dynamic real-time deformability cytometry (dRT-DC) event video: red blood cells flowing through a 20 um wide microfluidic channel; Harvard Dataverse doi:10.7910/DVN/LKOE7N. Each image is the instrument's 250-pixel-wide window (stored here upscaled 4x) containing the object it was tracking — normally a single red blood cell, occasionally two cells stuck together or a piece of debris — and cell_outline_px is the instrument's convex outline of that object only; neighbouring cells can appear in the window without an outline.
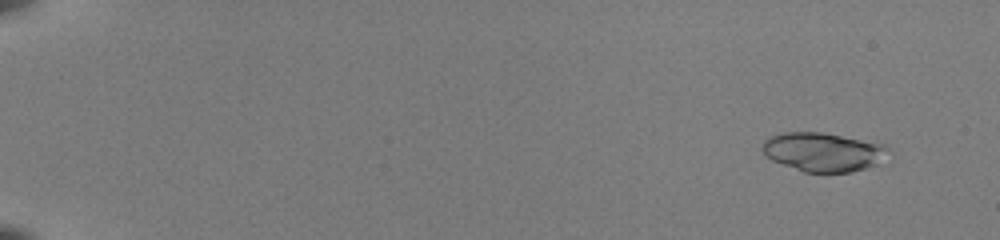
{"species": "common noctule bat (a hibernating species)", "species_latin": "Nyctalus noctula", "temperature_condition": "room temperature", "stored_images_in_passage": 53, "camera_frame_rate_fps": 3000, "um_per_image_px": 0.085, "animal": {"sex": "female", "body_mass_g": 22.0, "forearm_length_mm": 56.7}, "frame": {"image": 1, "passage_image": 5, "time_ms": 1.333, "image_size_px": [1000, 240], "cell_outline_px": [[892, 152], [880, 164], [852, 172], [804, 172], [772, 160], [760, 148], [764, 140], [768, 136], [784, 132], [820, 132], [884, 144]], "centroid_in_image_um": [70.0, 12.92], "position_along_channel_um": 15.0, "area_um2": 28.73}}
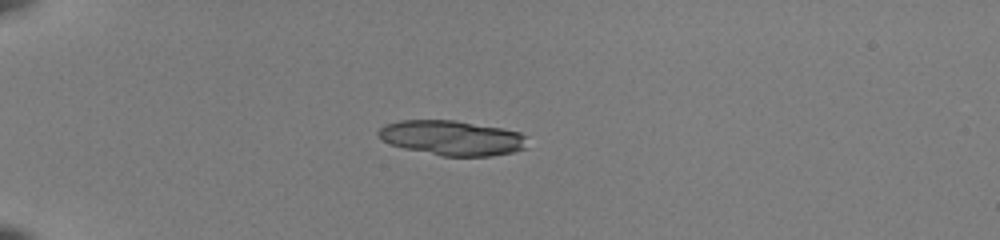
{"frame": {"image": 2, "passage_image": 17, "time_ms": 5.333, "image_size_px": [1000, 240], "cell_outline_px": [[528, 136], [524, 148], [512, 152], [492, 156], [444, 156], [404, 148], [392, 144], [376, 136], [376, 132], [384, 124], [400, 120], [456, 120], [500, 128], [520, 132]], "centroid_in_image_um": [38.41, 11.71], "position_along_channel_um": 46.6, "area_um2": 30.23}, "authors_computed_cell_mechanics": {"area_um2": 19.941, "velocity_mm_per_s": 4.0238, "shape_relaxation_time_tau1_ms": 7.76, "shape_relaxation_time_tau2_ms": 2.458, "deformation_change_tau1": 0.2223, "deformation_change_tau2": 0.0847}}